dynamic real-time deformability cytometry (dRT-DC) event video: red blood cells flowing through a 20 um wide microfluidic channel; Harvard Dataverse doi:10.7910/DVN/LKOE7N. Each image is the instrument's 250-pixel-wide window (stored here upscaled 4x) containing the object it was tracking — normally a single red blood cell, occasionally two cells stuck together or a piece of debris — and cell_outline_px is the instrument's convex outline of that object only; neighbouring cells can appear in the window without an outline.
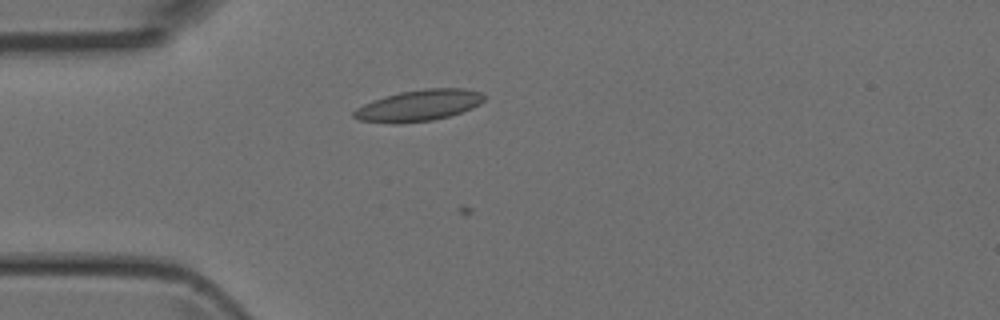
{"species": "Egyptian fruit bat (a non-hibernating species)", "species_latin": "Rousettus aegyptiacus", "temperature_condition": "room temperature", "stored_images_in_passage": 6, "camera_frame_rate_fps": 3000, "um_per_image_px": 0.085, "animal": {"sex": "female"}, "frame": {"image": 1, "passage_image": 4, "time_ms": 1.0, "image_size_px": [1000, 320], "cell_outline_px": [[484, 100], [480, 104], [472, 108], [448, 116], [432, 120], [396, 124], [392, 124], [360, 120], [352, 116], [352, 112], [356, 108], [364, 104], [384, 96], [400, 92], [424, 88], [464, 88], [480, 92], [484, 96]], "centroid_in_image_um": [35.58, 8.96], "position_along_channel_um": 49.4, "area_um2": 23.7}}